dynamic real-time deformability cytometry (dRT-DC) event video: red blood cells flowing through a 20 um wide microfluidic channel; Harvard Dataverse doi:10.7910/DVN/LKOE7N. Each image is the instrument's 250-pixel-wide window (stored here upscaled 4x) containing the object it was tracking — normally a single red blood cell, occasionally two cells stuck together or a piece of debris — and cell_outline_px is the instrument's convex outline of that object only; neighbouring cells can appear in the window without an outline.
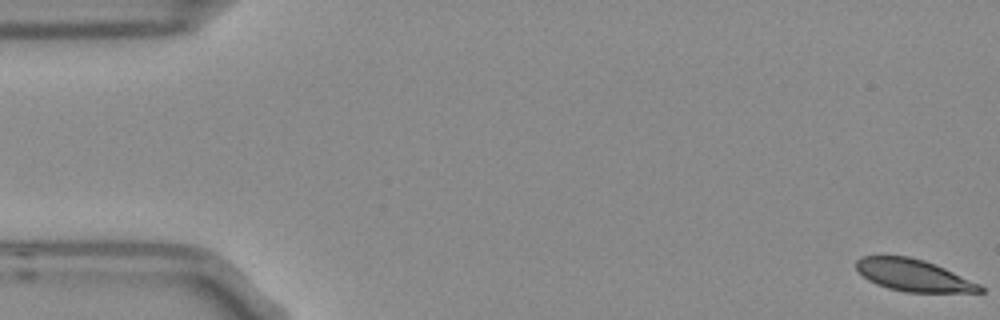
{"species": "Egyptian fruit bat (a non-hibernating species)", "species_latin": "Rousettus aegyptiacus", "temperature_condition": "room temperature", "stored_images_in_passage": 4, "camera_frame_rate_fps": 3000, "um_per_image_px": 0.085, "frame": {"image": 1, "passage_image": 1, "time_ms": 0.0, "image_size_px": [1000, 320], "cell_outline_px": [[984, 292], [904, 292], [888, 288], [876, 284], [868, 280], [856, 268], [856, 260], [864, 256], [908, 256], [924, 260], [944, 268], [980, 284], [984, 288]], "centroid_in_image_um": [77.64, 23.4], "position_along_channel_um": 7.4, "area_um2": 22.83}}
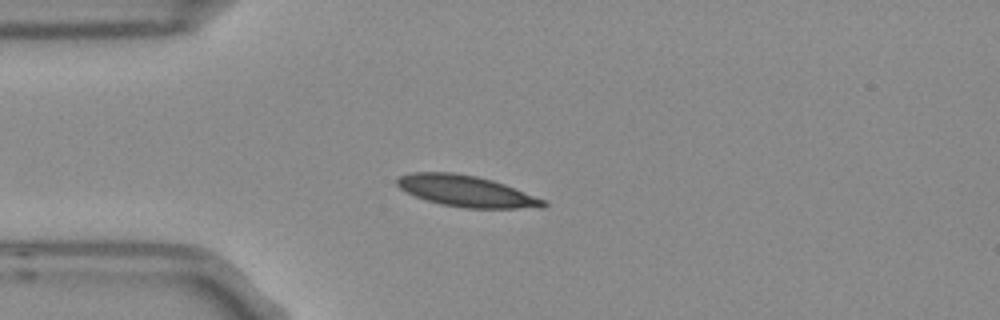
{"frame": {"image": 2, "passage_image": 4, "time_ms": 1.0, "image_size_px": [1000, 320], "cell_outline_px": [[548, 204], [544, 208], [464, 208], [440, 204], [416, 196], [400, 188], [396, 184], [396, 180], [400, 176], [412, 172], [452, 172], [476, 176], [492, 180], [504, 184], [548, 200]], "centroid_in_image_um": [39.69, 16.25], "position_along_channel_um": 45.3, "area_um2": 26.65}}